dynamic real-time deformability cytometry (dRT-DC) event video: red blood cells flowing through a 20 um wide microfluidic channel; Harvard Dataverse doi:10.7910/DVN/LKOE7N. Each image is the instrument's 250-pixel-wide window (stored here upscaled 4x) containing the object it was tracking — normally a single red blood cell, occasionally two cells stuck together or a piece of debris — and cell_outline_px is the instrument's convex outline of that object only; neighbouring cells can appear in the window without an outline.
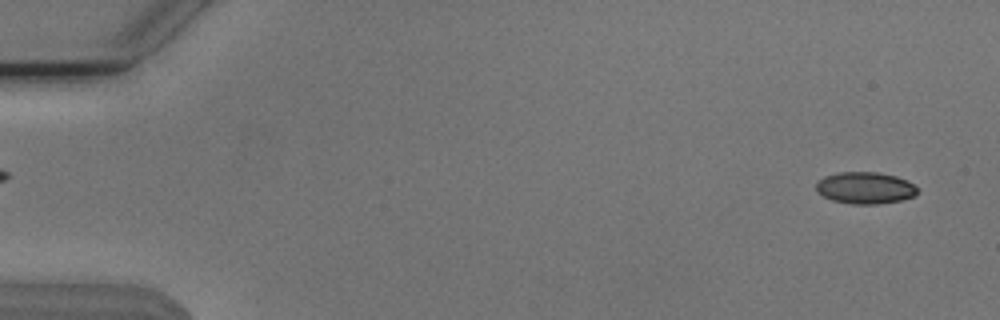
{"species": "Egyptian fruit bat (a non-hibernating species)", "species_latin": "Rousettus aegyptiacus", "temperature_condition": "cold", "stored_images_in_passage": 53, "camera_frame_rate_fps": 3000, "um_per_image_px": 0.085, "animal": {"sex": "male"}, "frame": {"image": 1, "passage_image": 2, "time_ms": 0.333, "image_size_px": [1000, 320], "cell_outline_px": [[916, 196], [900, 200], [876, 204], [852, 204], [832, 200], [816, 192], [816, 180], [824, 176], [836, 172], [876, 172], [896, 176], [912, 184], [916, 188]], "centroid_in_image_um": [73.47, 15.96], "position_along_channel_um": 11.5, "area_um2": 18.73}}
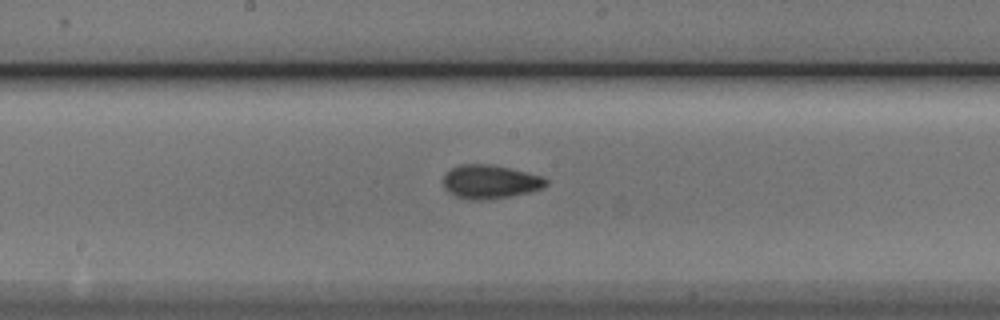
{"frame": {"image": 2, "passage_image": 28, "time_ms": 9.0, "image_size_px": [1000, 320], "cell_outline_px": [[548, 184], [544, 188], [528, 192], [508, 196], [484, 200], [472, 200], [456, 196], [448, 192], [444, 188], [444, 172], [460, 164], [492, 164], [544, 176], [548, 180]], "centroid_in_image_um": [41.66, 15.44], "position_along_channel_um": 206.5, "area_um2": 20.29}}
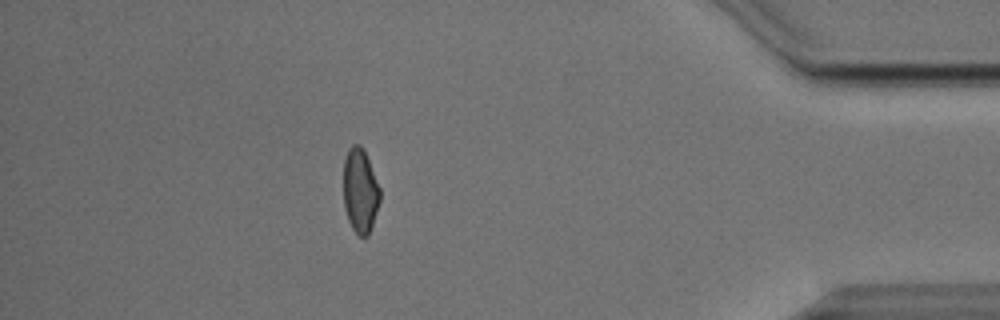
{"frame": {"image": 3, "passage_image": 47, "time_ms": 15.333, "image_size_px": [1000, 320], "cell_outline_px": [[380, 200], [368, 236], [360, 236], [352, 228], [348, 220], [344, 208], [344, 160], [348, 148], [352, 144], [360, 144], [364, 148], [380, 188]], "centroid_in_image_um": [30.61, 16.17], "position_along_channel_um": 404.6, "area_um2": 17.98}, "authors_computed_cell_mechanics": {"area_um2": 18.9584, "velocity_mm_per_s": 3.8136, "shape_relaxation_time_tau1_ms": 5.9431, "shape_relaxation_time_tau2_ms": 1.6122, "deformation_change_tau1": 0.1441, "deformation_change_tau2": 0.0664}}